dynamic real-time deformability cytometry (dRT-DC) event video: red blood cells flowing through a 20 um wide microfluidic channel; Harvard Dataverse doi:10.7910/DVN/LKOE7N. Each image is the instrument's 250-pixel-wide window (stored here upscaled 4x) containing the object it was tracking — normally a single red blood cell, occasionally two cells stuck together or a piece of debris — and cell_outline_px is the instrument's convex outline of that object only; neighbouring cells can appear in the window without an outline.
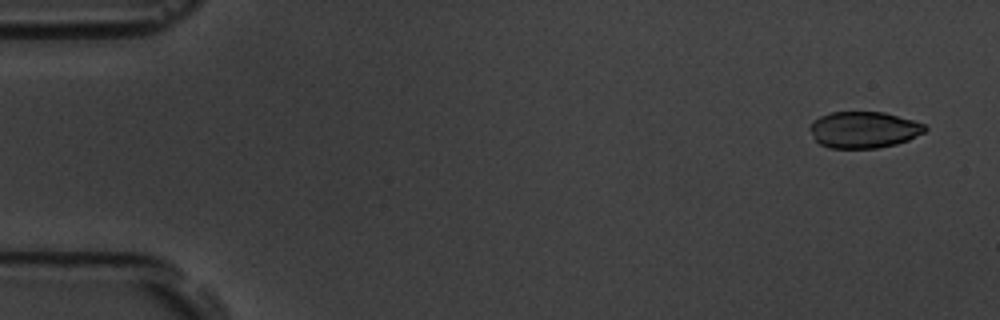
{"species": "common noctule bat (a hibernating species)", "species_latin": "Nyctalus noctula", "temperature_condition": "room temperature", "stored_images_in_passage": 4, "camera_frame_rate_fps": 3000, "um_per_image_px": 0.085, "animal": {"sex": "male", "body_mass_g": 19.5, "forearm_length_mm": 54.6}, "frame": {"image": 1, "passage_image": 1, "time_ms": 0.0, "image_size_px": [1000, 320], "cell_outline_px": [[928, 128], [924, 132], [908, 140], [896, 144], [876, 148], [828, 148], [820, 144], [816, 140], [808, 128], [812, 120], [820, 116], [832, 112], [884, 112], [912, 120], [924, 124]], "centroid_in_image_um": [73.39, 11.03], "position_along_channel_um": 11.6, "area_um2": 24.45}}
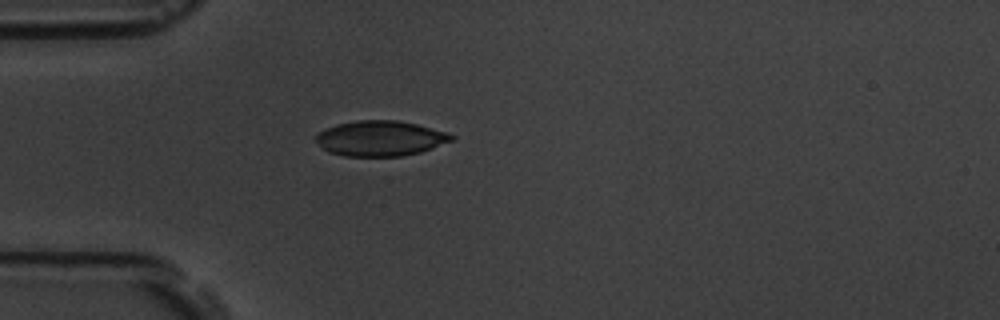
{"frame": {"image": 2, "passage_image": 4, "time_ms": 4.333, "image_size_px": [1000, 320], "cell_outline_px": [[456, 136], [452, 140], [432, 148], [420, 152], [400, 156], [344, 156], [328, 152], [316, 140], [316, 136], [324, 128], [336, 124], [356, 120], [396, 120], [416, 124], [444, 132]], "centroid_in_image_um": [32.3, 11.76], "position_along_channel_um": 52.7, "area_um2": 27.63}}